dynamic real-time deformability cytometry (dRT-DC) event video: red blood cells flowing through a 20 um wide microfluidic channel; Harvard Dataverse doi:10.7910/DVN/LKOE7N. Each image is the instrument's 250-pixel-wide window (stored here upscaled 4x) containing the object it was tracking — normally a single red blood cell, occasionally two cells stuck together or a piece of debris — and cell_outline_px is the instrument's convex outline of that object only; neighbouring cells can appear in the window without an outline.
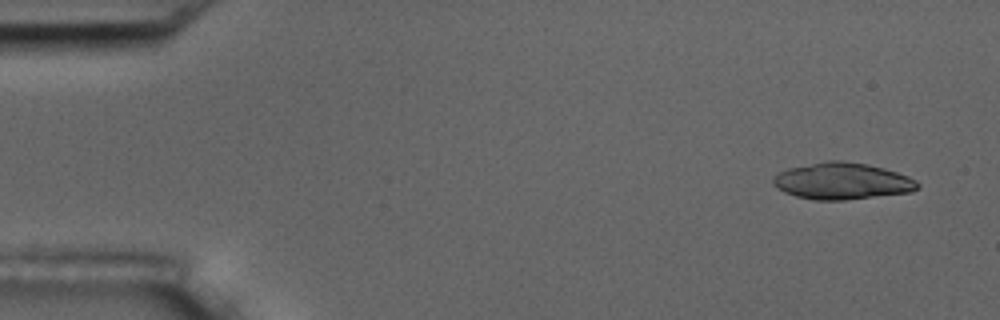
{"species": "common noctule bat (a hibernating species)", "species_latin": "Nyctalus noctula", "temperature_condition": "room temperature", "stored_images_in_passage": 5, "camera_frame_rate_fps": 3000, "um_per_image_px": 0.085, "animal": {"sex": "male", "body_mass_g": 17.5, "forearm_length_mm": 52.3}, "frame": {"image": 1, "passage_image": 1, "time_ms": 0.0, "image_size_px": [1000, 320], "cell_outline_px": [[920, 184], [912, 192], [844, 200], [812, 200], [796, 196], [784, 192], [772, 184], [772, 176], [788, 168], [828, 160], [844, 160], [868, 164], [884, 168], [908, 176], [916, 180]], "centroid_in_image_um": [71.56, 15.39], "position_along_channel_um": 13.4, "area_um2": 30.98}}